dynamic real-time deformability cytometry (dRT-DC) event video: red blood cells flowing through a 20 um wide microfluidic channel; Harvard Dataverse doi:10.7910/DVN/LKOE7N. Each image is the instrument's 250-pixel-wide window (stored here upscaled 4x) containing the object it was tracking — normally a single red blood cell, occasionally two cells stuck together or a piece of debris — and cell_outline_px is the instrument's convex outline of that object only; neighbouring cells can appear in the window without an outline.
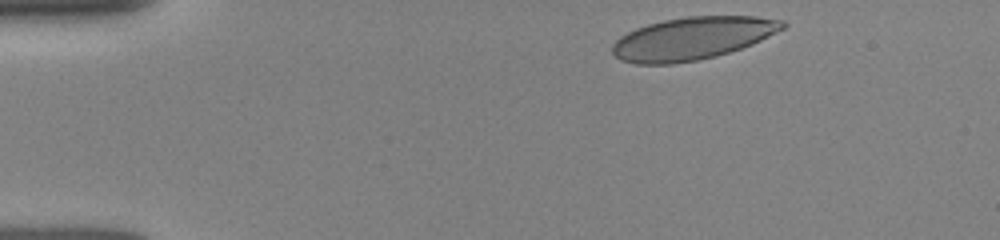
{"species": "human", "species_latin": "Homo sapiens", "temperature_condition": "room temperature", "stored_images_in_passage": 7, "camera_frame_rate_fps": 3000, "um_per_image_px": 0.085, "donor": {"sex": "female"}, "frame": {"image": 1, "passage_image": 1, "time_ms": 0.0, "image_size_px": [1000, 240], "cell_outline_px": [[788, 24], [784, 28], [752, 44], [716, 56], [696, 60], [672, 64], [636, 64], [620, 60], [612, 52], [612, 44], [620, 36], [636, 28], [648, 24], [664, 20], [688, 16], [756, 16], [784, 20]], "centroid_in_image_um": [58.84, 3.26], "position_along_channel_um": 26.2, "area_um2": 42.19}}
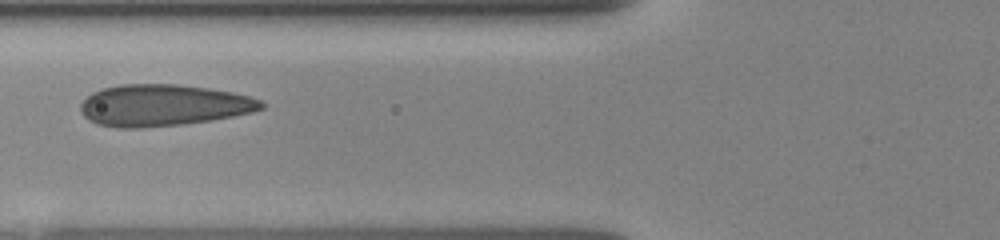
{"frame": {"image": 2, "passage_image": 5, "time_ms": 4.0, "image_size_px": [1000, 240], "cell_outline_px": [[264, 108], [232, 116], [212, 120], [184, 124], [140, 128], [116, 128], [96, 124], [88, 120], [80, 112], [80, 104], [92, 92], [100, 88], [120, 84], [176, 84], [208, 88], [232, 92], [248, 96], [260, 100], [264, 104]], "centroid_in_image_um": [13.81, 8.95], "position_along_channel_um": 112.0, "area_um2": 43.93}}
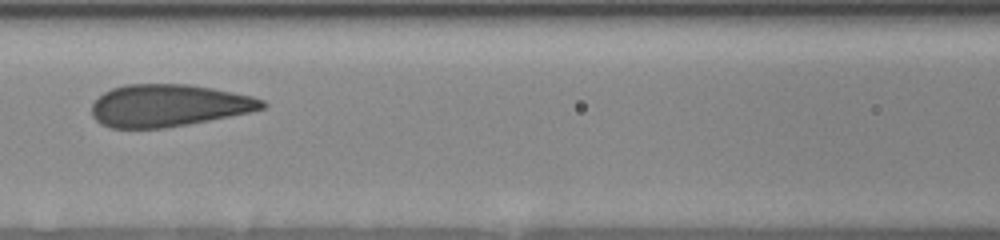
{"frame": {"image": 3, "passage_image": 6, "time_ms": 5.0, "image_size_px": [1000, 240], "cell_outline_px": [[268, 104], [264, 108], [252, 112], [188, 124], [164, 128], [108, 128], [100, 124], [92, 116], [92, 104], [104, 92], [112, 88], [124, 84], [188, 84], [212, 88], [252, 96], [264, 100]], "centroid_in_image_um": [14.33, 8.97], "position_along_channel_um": 152.3, "area_um2": 42.08}}